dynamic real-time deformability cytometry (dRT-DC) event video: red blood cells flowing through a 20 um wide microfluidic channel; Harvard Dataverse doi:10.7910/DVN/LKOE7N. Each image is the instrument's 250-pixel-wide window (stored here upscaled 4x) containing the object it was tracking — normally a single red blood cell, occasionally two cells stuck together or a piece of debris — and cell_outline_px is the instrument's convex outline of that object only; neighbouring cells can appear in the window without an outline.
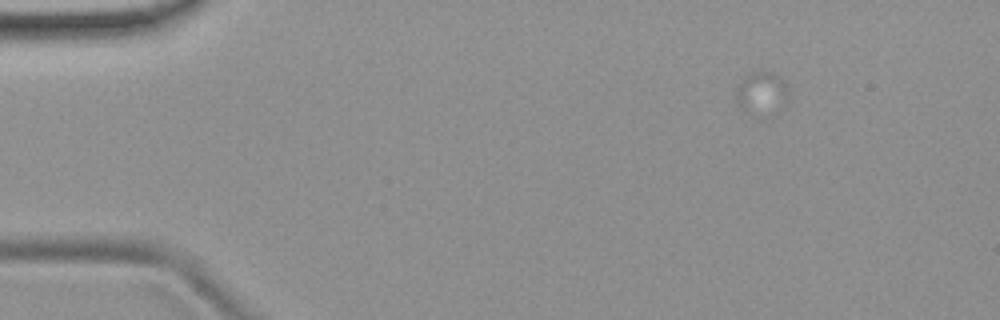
{"species": "common noctule bat (a hibernating species)", "species_latin": "Nyctalus noctula", "temperature_condition": "room temperature", "stored_images_in_passage": 19, "camera_frame_rate_fps": 3000, "um_per_image_px": 0.085, "animal": {"sex": "female", "body_mass_g": 19.9}, "frame": {"image": 1, "passage_image": 1, "time_ms": 0.0, "image_size_px": [1000, 320], "cell_outline_px": [[788, 100], [744, 108], [740, 108], [736, 104], [736, 92], [740, 84], [752, 72], [772, 72], [780, 76], [788, 84]], "centroid_in_image_um": [64.73, 7.65], "position_along_channel_um": 20.3, "area_um2": 10.64}}
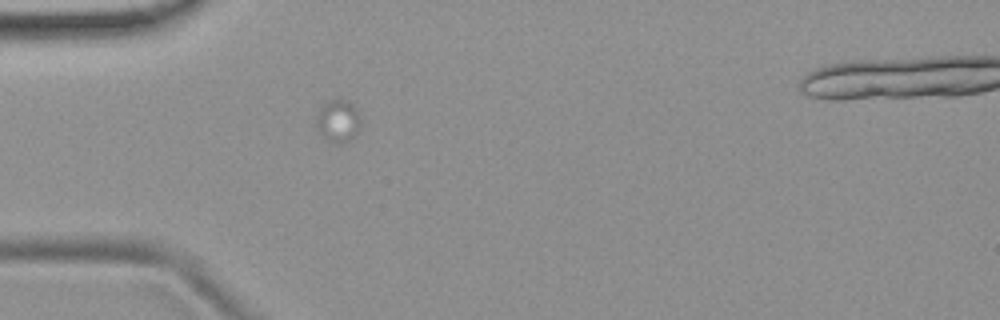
{"frame": {"image": 2, "passage_image": 11, "time_ms": 3.333, "image_size_px": [1000, 320], "cell_outline_px": [[360, 124], [356, 132], [348, 140], [340, 144], [336, 144], [320, 132], [312, 124], [320, 108], [328, 100], [348, 100], [356, 108], [360, 116]], "centroid_in_image_um": [28.7, 10.25], "position_along_channel_um": 56.3, "area_um2": 10.87}}